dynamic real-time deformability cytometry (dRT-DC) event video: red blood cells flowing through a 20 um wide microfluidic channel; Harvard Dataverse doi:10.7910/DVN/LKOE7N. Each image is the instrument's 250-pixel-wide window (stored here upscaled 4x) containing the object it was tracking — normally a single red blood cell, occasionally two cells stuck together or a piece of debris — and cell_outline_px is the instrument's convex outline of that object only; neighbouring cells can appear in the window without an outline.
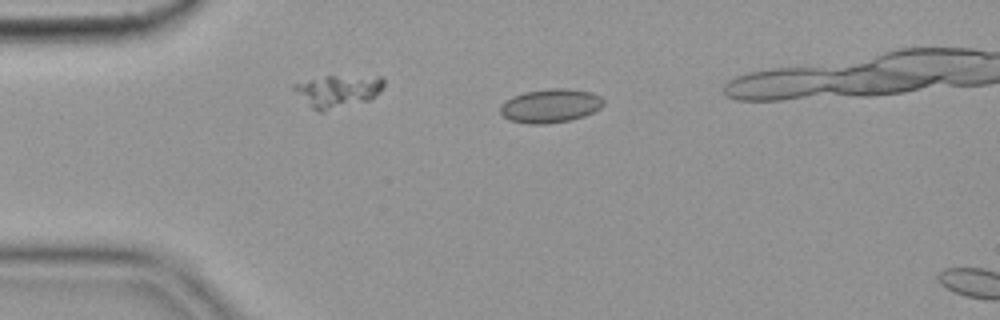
{"species": "common noctule bat (a hibernating species)", "species_latin": "Nyctalus noctula", "temperature_condition": "cold", "stored_images_in_passage": 3, "camera_frame_rate_fps": 3000, "um_per_image_px": 0.085, "animal": {"sex": "female", "body_mass_g": 19.9}, "frame": {"image": 1, "passage_image": 1, "time_ms": 0.0, "image_size_px": [1000, 320], "cell_outline_px": [[604, 104], [600, 108], [584, 116], [568, 120], [548, 124], [528, 124], [508, 120], [500, 112], [500, 108], [512, 96], [524, 92], [548, 88], [568, 88], [592, 92], [600, 96], [604, 100]], "centroid_in_image_um": [46.8, 8.98], "position_along_channel_um": 38.2, "area_um2": 20.35}}